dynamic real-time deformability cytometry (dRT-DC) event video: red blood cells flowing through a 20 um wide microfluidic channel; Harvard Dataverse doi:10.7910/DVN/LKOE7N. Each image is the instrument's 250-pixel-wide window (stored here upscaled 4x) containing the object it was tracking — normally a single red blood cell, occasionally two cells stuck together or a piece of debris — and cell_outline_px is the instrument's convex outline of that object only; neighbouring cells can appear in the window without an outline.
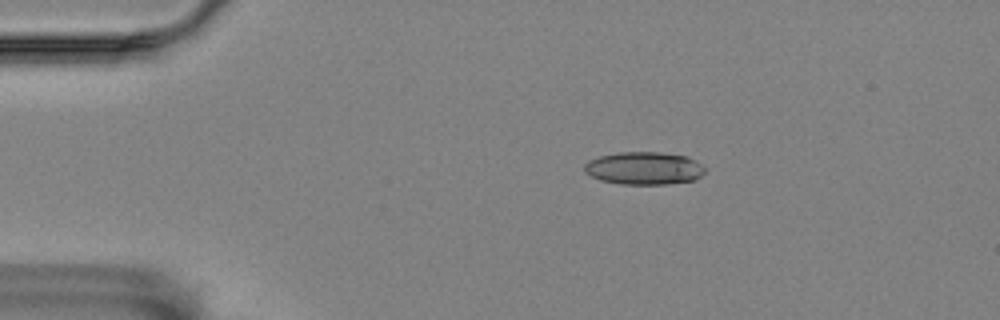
{"species": "Egyptian fruit bat (a non-hibernating species)", "species_latin": "Rousettus aegyptiacus", "temperature_condition": "room temperature", "stored_images_in_passage": 47, "camera_frame_rate_fps": 3000, "um_per_image_px": 0.085, "animal": {"sex": "female"}, "frame": {"image": 1, "passage_image": 1, "time_ms": 0.0, "image_size_px": [1000, 320], "cell_outline_px": [[704, 172], [696, 180], [668, 184], [620, 184], [600, 180], [584, 172], [584, 164], [588, 160], [600, 156], [620, 152], [660, 152], [688, 156], [696, 160], [704, 168]], "centroid_in_image_um": [54.74, 14.3], "position_along_channel_um": 30.3, "area_um2": 23.12}}
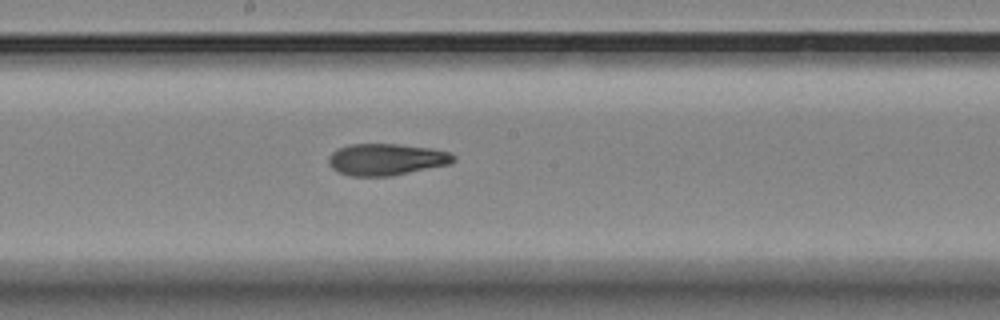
{"frame": {"image": 2, "passage_image": 21, "time_ms": 6.667, "image_size_px": [1000, 320], "cell_outline_px": [[456, 160], [452, 164], [388, 176], [352, 176], [340, 172], [332, 168], [328, 164], [328, 156], [336, 148], [348, 144], [396, 144], [432, 148], [452, 152], [456, 156]], "centroid_in_image_um": [32.86, 13.54], "position_along_channel_um": 215.3, "area_um2": 23.29}}
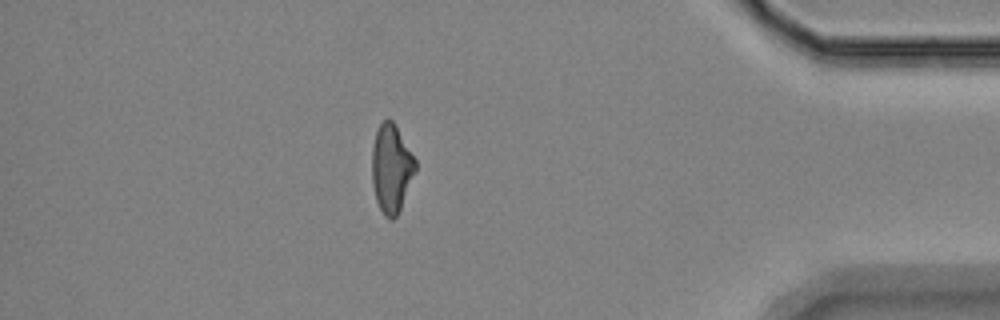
{"frame": {"image": 3, "passage_image": 40, "time_ms": 13.0, "image_size_px": [1000, 320], "cell_outline_px": [[416, 168], [400, 208], [396, 216], [392, 220], [388, 220], [384, 216], [376, 200], [372, 184], [372, 148], [376, 132], [380, 124], [388, 116], [392, 120], [416, 160]], "centroid_in_image_um": [33.24, 14.31], "position_along_channel_um": 402.0, "area_um2": 22.02}, "authors_computed_cell_mechanics": {"area_um2": 23.12, "velocity_mm_per_s": 3.5398, "shape_relaxation_time_tau1_ms": null, "shape_relaxation_time_tau2_ms": 3.5557, "deformation_change_tau1": null, "deformation_change_tau2": 0.1203}}